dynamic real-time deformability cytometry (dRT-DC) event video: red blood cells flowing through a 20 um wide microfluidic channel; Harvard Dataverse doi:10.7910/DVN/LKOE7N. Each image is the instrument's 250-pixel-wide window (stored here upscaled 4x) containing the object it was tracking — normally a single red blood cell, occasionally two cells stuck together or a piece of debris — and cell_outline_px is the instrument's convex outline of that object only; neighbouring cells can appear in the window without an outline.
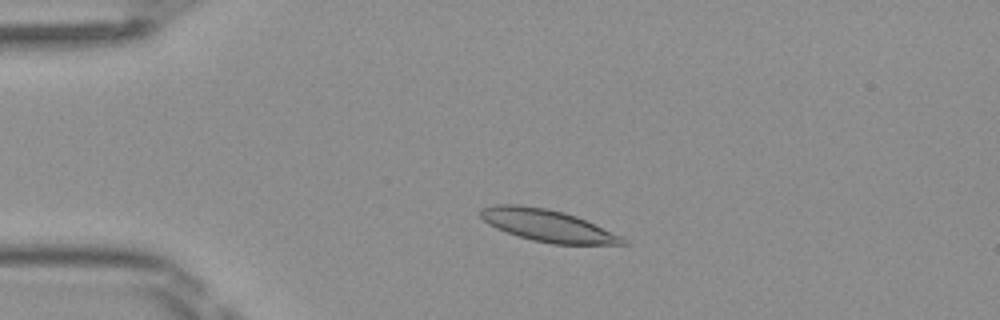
{"species": "Egyptian fruit bat (a non-hibernating species)", "species_latin": "Rousettus aegyptiacus", "temperature_condition": "room temperature", "stored_images_in_passage": 47, "camera_frame_rate_fps": 3000, "um_per_image_px": 0.085, "frame": {"image": 1, "passage_image": 9, "time_ms": 2.667, "image_size_px": [1000, 320], "cell_outline_px": [[628, 244], [552, 244], [532, 240], [496, 228], [488, 224], [480, 216], [480, 208], [496, 204], [520, 204], [548, 208], [564, 212], [576, 216], [620, 236], [628, 240]], "centroid_in_image_um": [46.5, 19.15], "position_along_channel_um": 38.5, "area_um2": 26.3}}
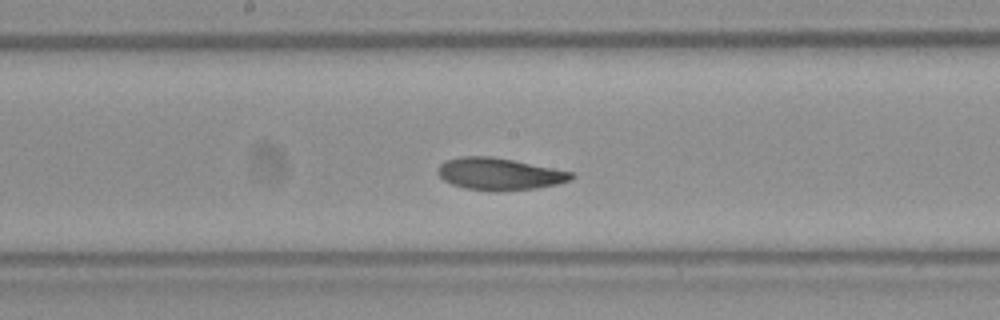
{"frame": {"image": 2, "passage_image": 24, "time_ms": 7.667, "image_size_px": [1000, 320], "cell_outline_px": [[576, 176], [572, 180], [556, 184], [536, 188], [496, 192], [492, 192], [464, 188], [452, 184], [444, 180], [436, 172], [436, 168], [444, 160], [460, 156], [492, 156], [572, 172]], "centroid_in_image_um": [42.4, 14.79], "position_along_channel_um": 205.8, "area_um2": 25.14}}
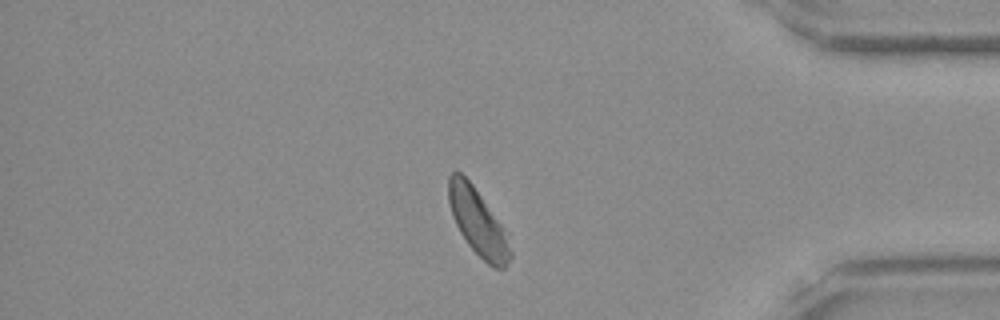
{"frame": {"image": 3, "passage_image": 40, "time_ms": 13.0, "image_size_px": [1000, 320], "cell_outline_px": [[512, 256], [508, 264], [504, 268], [496, 268], [488, 264], [468, 244], [460, 232], [452, 216], [448, 200], [448, 176], [452, 172], [460, 172], [472, 184], [508, 232], [512, 252]], "centroid_in_image_um": [40.65, 18.9], "position_along_channel_um": 394.6, "area_um2": 23.99}, "authors_computed_cell_mechanics": {"area_um2": 25.0852, "velocity_mm_per_s": 4.0585, "shape_relaxation_time_tau1_ms": 2.2383, "shape_relaxation_time_tau2_ms": 2.8315, "deformation_change_tau1": 0.1074, "deformation_change_tau2": 0.0747}}